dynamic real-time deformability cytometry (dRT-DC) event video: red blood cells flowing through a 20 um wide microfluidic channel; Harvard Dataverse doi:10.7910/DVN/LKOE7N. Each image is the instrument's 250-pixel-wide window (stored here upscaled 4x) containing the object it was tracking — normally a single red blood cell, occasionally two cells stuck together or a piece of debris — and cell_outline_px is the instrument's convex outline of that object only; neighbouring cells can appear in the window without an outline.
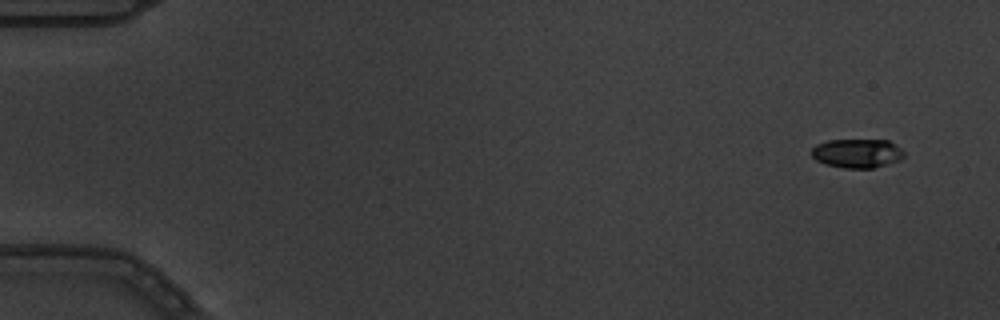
{"species": "common noctule bat (a hibernating species)", "species_latin": "Nyctalus noctula", "temperature_condition": "warm", "stored_images_in_passage": 11, "camera_frame_rate_fps": 3000, "um_per_image_px": 0.085, "animal": {"sex": "male", "body_mass_g": 19.5, "forearm_length_mm": 54.6}, "frame": {"image": 1, "passage_image": 1, "time_ms": 0.0, "image_size_px": [1000, 320], "cell_outline_px": [[904, 156], [900, 160], [872, 168], [844, 168], [824, 164], [816, 160], [812, 156], [812, 148], [816, 144], [828, 140], [888, 140], [900, 148], [904, 152]], "centroid_in_image_um": [72.84, 13.03], "position_along_channel_um": 12.2, "area_um2": 15.61}}
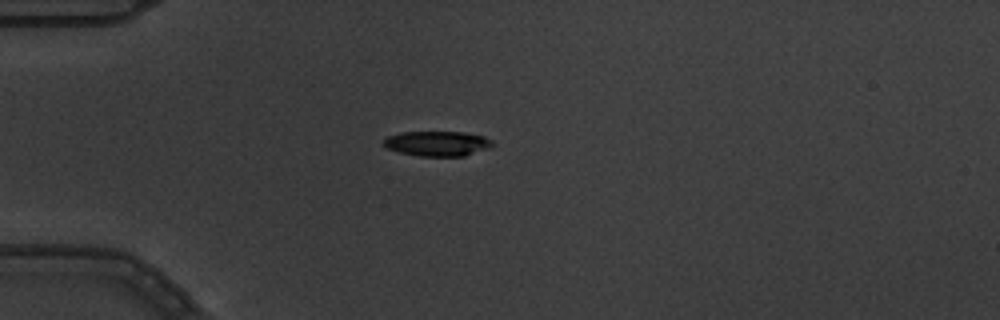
{"frame": {"image": 2, "passage_image": 4, "time_ms": 1.0, "image_size_px": [1000, 320], "cell_outline_px": [[492, 148], [464, 156], [420, 156], [400, 152], [388, 148], [384, 144], [384, 140], [388, 136], [400, 132], [464, 132], [484, 136], [492, 140]], "centroid_in_image_um": [37.23, 12.2], "position_along_channel_um": 47.8, "area_um2": 15.84}}
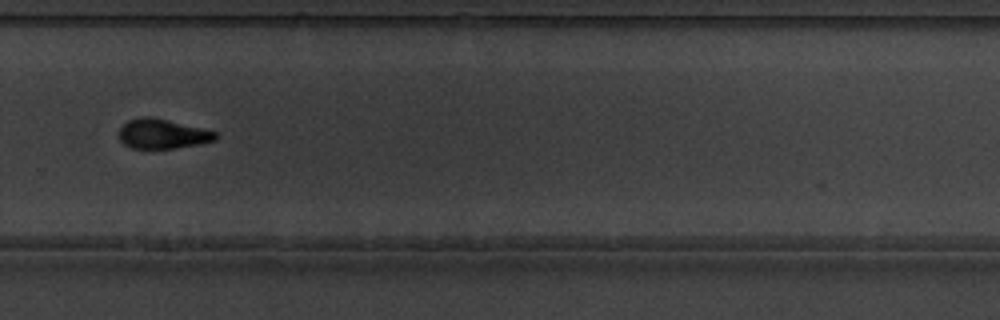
{"frame": {"image": 3, "passage_image": 11, "time_ms": 3.333, "image_size_px": [1000, 320], "cell_outline_px": [[216, 140], [176, 148], [132, 148], [124, 144], [120, 140], [120, 128], [128, 120], [144, 116], [148, 116], [200, 128], [216, 132]], "centroid_in_image_um": [13.77, 11.38], "position_along_channel_um": 316.0, "area_um2": 16.18}}